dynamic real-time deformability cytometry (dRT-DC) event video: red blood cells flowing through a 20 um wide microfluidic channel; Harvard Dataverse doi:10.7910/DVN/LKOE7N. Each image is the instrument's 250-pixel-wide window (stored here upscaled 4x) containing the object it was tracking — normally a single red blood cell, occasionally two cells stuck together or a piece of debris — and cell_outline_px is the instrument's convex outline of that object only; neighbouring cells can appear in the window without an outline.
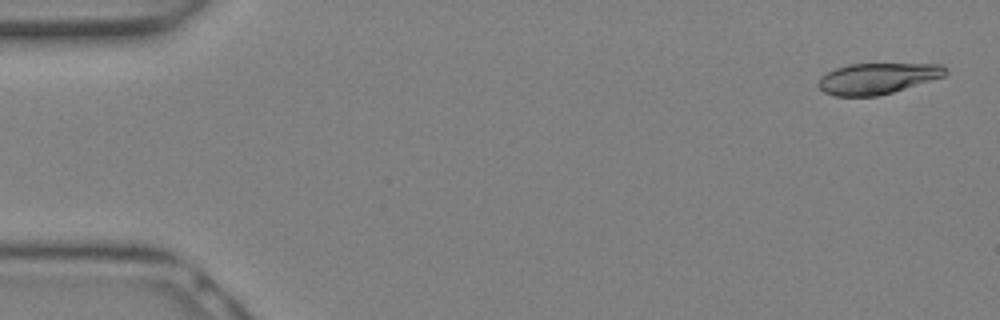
{"species": "Egyptian fruit bat (a non-hibernating species)", "species_latin": "Rousettus aegyptiacus", "temperature_condition": "warm", "stored_images_in_passage": 17, "camera_frame_rate_fps": 3000, "um_per_image_px": 0.085, "animal": {"sex": "female"}, "frame": {"image": 1, "passage_image": 1, "time_ms": 0.0, "image_size_px": [1000, 320], "cell_outline_px": [[948, 72], [944, 76], [892, 92], [876, 96], [836, 96], [824, 92], [816, 84], [820, 76], [836, 68], [848, 64], [944, 64], [948, 68]], "centroid_in_image_um": [74.57, 6.66], "position_along_channel_um": 10.4, "area_um2": 22.89}}
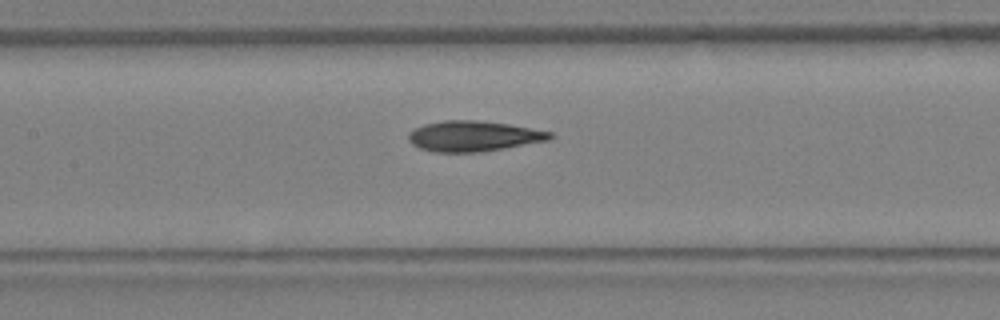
{"frame": {"image": 2, "passage_image": 13, "time_ms": 4.0, "image_size_px": [1000, 320], "cell_outline_px": [[552, 136], [548, 140], [504, 148], [480, 152], [432, 152], [420, 148], [412, 144], [408, 140], [408, 132], [424, 124], [444, 120], [476, 120], [508, 124], [552, 132]], "centroid_in_image_um": [40.2, 11.57], "position_along_channel_um": 167.2, "area_um2": 24.97}}
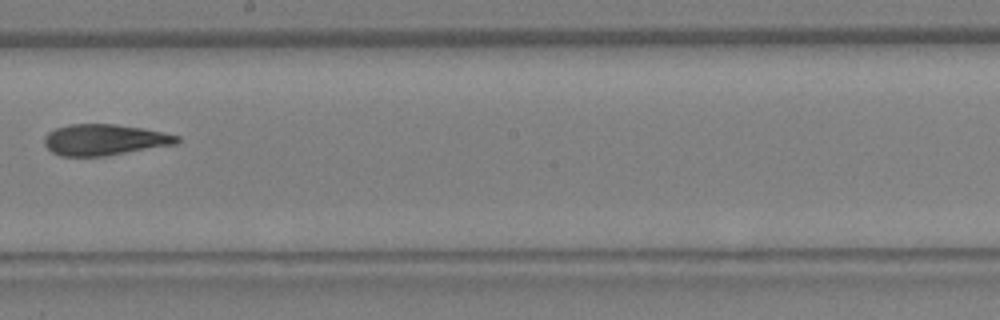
{"frame": {"image": 3, "passage_image": 16, "time_ms": 5.0, "image_size_px": [1000, 320], "cell_outline_px": [[180, 140], [176, 144], [104, 156], [60, 156], [52, 152], [44, 144], [44, 136], [48, 132], [56, 128], [68, 124], [116, 124], [144, 128], [180, 136]], "centroid_in_image_um": [8.86, 11.87], "position_along_channel_um": 239.3, "area_um2": 24.04}}